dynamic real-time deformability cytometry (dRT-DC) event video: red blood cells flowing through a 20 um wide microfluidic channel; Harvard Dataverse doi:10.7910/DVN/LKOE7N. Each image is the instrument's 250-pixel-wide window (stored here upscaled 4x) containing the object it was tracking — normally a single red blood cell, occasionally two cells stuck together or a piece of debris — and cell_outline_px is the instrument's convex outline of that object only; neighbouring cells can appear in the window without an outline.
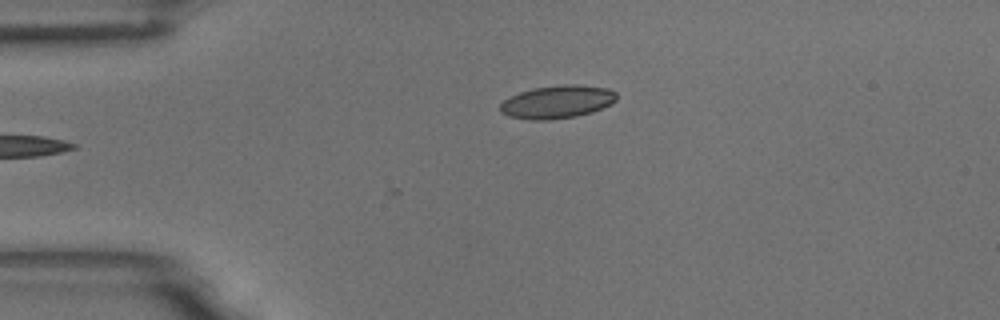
{"species": "common noctule bat (a hibernating species)", "species_latin": "Nyctalus noctula", "temperature_condition": "room temperature", "stored_images_in_passage": 5, "camera_frame_rate_fps": 3000, "um_per_image_px": 0.085, "animal": {"sex": "male", "body_mass_g": 18.8}, "frame": {"image": 1, "passage_image": 5, "time_ms": 1.333, "image_size_px": [1000, 320], "cell_outline_px": [[616, 100], [612, 104], [592, 112], [576, 116], [552, 120], [532, 120], [508, 116], [500, 112], [500, 104], [504, 100], [520, 92], [532, 88], [564, 84], [576, 84], [608, 88], [616, 92]], "centroid_in_image_um": [47.37, 8.66], "position_along_channel_um": 37.6, "area_um2": 22.48}}